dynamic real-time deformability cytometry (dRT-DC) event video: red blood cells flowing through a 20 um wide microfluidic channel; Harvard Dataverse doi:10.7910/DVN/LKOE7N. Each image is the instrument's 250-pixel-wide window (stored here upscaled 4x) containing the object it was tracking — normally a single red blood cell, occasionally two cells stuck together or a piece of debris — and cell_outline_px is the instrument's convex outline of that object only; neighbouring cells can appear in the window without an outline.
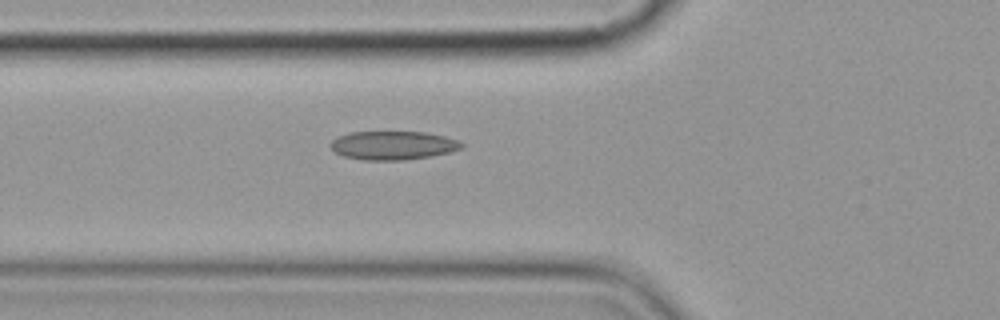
{"species": "common noctule bat (a hibernating species)", "species_latin": "Nyctalus noctula", "temperature_condition": "cold", "stored_images_in_passage": 6, "camera_frame_rate_fps": 3000, "um_per_image_px": 0.085, "animal": {"sex": "female", "body_mass_g": 19.9}, "frame": {"image": 1, "passage_image": 6, "time_ms": 6.667, "image_size_px": [1000, 320], "cell_outline_px": [[464, 148], [432, 156], [408, 160], [364, 160], [344, 156], [336, 152], [328, 144], [336, 136], [348, 132], [424, 132], [444, 136], [456, 140], [464, 144]], "centroid_in_image_um": [33.38, 12.36], "position_along_channel_um": 92.4, "area_um2": 21.96}}